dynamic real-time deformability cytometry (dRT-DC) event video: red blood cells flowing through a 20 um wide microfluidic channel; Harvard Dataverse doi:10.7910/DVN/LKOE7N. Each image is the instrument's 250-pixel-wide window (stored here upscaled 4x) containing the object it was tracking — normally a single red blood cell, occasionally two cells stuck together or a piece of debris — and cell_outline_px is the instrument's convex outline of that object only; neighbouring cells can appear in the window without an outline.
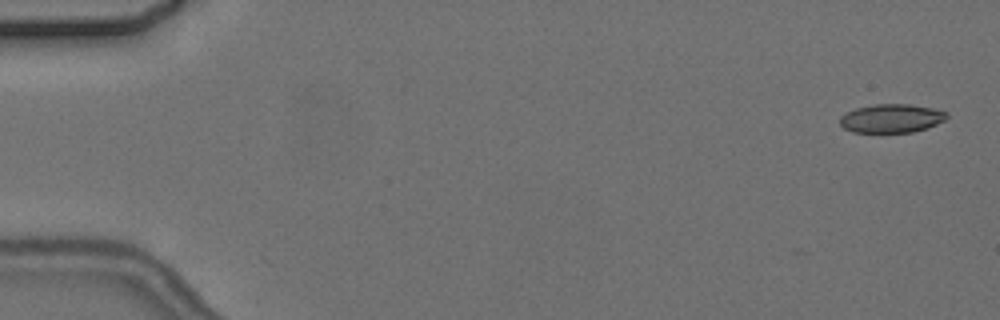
{"species": "common noctule bat (a hibernating species)", "species_latin": "Nyctalus noctula", "temperature_condition": "cold", "stored_images_in_passage": 5, "camera_frame_rate_fps": 3000, "um_per_image_px": 0.085, "animal": {"sex": "female", "body_mass_g": 24.6, "forearm_length_mm": 56.2}, "frame": {"image": 1, "passage_image": 1, "time_ms": 0.0, "image_size_px": [1000, 320], "cell_outline_px": [[948, 116], [944, 120], [928, 128], [912, 132], [852, 132], [844, 128], [840, 124], [840, 116], [856, 108], [876, 104], [908, 104], [932, 108], [948, 112]], "centroid_in_image_um": [75.78, 10.06], "position_along_channel_um": 9.2, "area_um2": 17.74}}